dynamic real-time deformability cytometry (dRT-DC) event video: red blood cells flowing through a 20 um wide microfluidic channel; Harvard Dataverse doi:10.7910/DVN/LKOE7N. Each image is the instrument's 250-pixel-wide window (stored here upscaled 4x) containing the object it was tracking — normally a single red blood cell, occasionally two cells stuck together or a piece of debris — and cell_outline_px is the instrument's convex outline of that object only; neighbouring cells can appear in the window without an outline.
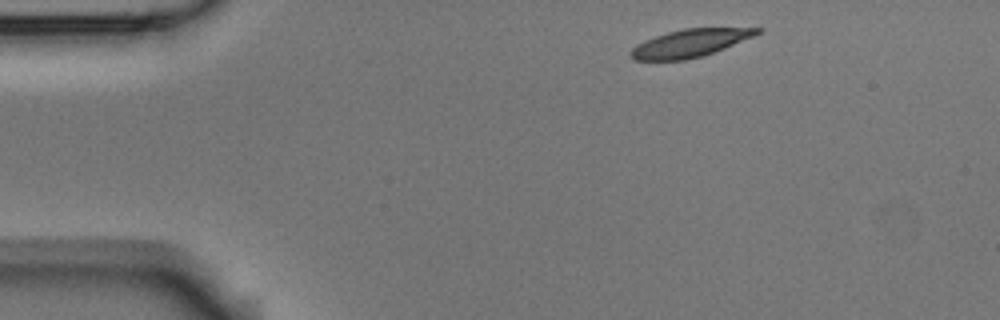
{"species": "Egyptian fruit bat (a non-hibernating species)", "species_latin": "Rousettus aegyptiacus", "temperature_condition": "room temperature", "stored_images_in_passage": 3, "camera_frame_rate_fps": 3000, "um_per_image_px": 0.085, "animal": {"sex": "male"}, "frame": {"image": 1, "passage_image": 1, "time_ms": 0.0, "image_size_px": [1000, 320], "cell_outline_px": [[764, 28], [756, 36], [704, 56], [684, 60], [632, 60], [628, 52], [636, 44], [644, 40], [668, 32], [684, 28]], "centroid_in_image_um": [58.64, 3.67], "position_along_channel_um": 26.4, "area_um2": 20.58}}